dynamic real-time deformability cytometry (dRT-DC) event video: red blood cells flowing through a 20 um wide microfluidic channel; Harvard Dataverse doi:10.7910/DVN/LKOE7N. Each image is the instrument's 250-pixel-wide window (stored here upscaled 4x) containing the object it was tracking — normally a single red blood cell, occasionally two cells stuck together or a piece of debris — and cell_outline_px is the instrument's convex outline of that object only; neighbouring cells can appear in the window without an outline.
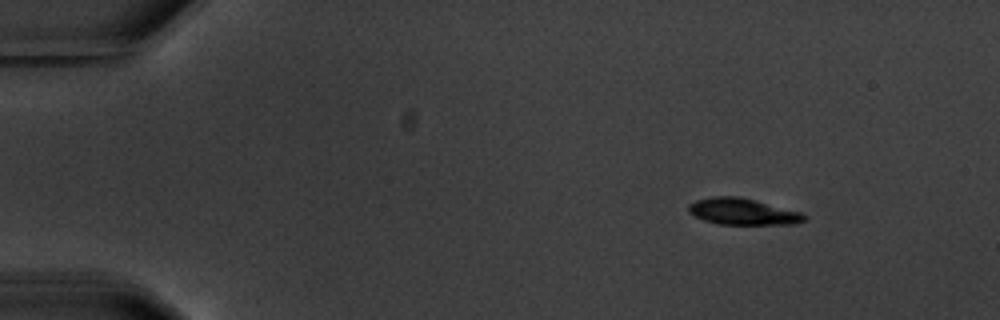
{"species": "common noctule bat (a hibernating species)", "species_latin": "Nyctalus noctula", "temperature_condition": "warm", "stored_images_in_passage": 3, "camera_frame_rate_fps": 3000, "um_per_image_px": 0.085, "animal": {"sex": "male", "body_mass_g": 20.1, "forearm_length_mm": 53.5}, "frame": {"image": 1, "passage_image": 1, "time_ms": 0.0, "image_size_px": [1000, 320], "cell_outline_px": [[808, 216], [804, 220], [796, 224], [720, 224], [704, 220], [688, 212], [688, 204], [696, 200], [712, 196], [740, 196], [800, 212]], "centroid_in_image_um": [63.12, 17.98], "position_along_channel_um": 21.9, "area_um2": 17.74}}
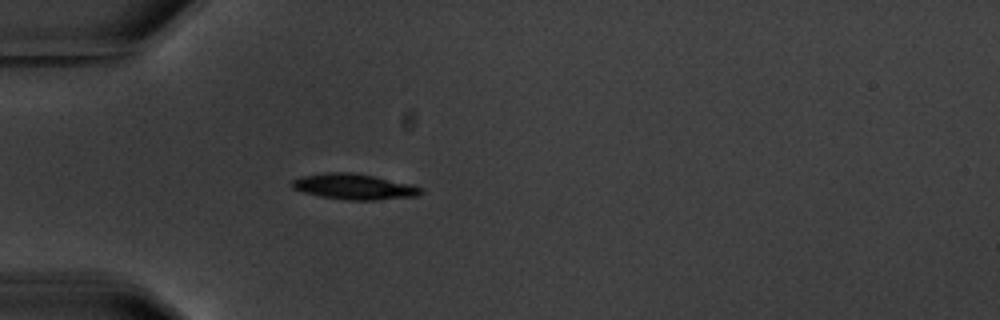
{"frame": {"image": 2, "passage_image": 3, "time_ms": 3.333, "image_size_px": [1000, 320], "cell_outline_px": [[424, 192], [420, 196], [376, 200], [348, 200], [320, 196], [304, 192], [292, 188], [292, 180], [300, 176], [324, 172], [352, 172], [372, 176], [408, 184], [424, 188]], "centroid_in_image_um": [30.1, 15.87], "position_along_channel_um": 54.9, "area_um2": 19.25}}